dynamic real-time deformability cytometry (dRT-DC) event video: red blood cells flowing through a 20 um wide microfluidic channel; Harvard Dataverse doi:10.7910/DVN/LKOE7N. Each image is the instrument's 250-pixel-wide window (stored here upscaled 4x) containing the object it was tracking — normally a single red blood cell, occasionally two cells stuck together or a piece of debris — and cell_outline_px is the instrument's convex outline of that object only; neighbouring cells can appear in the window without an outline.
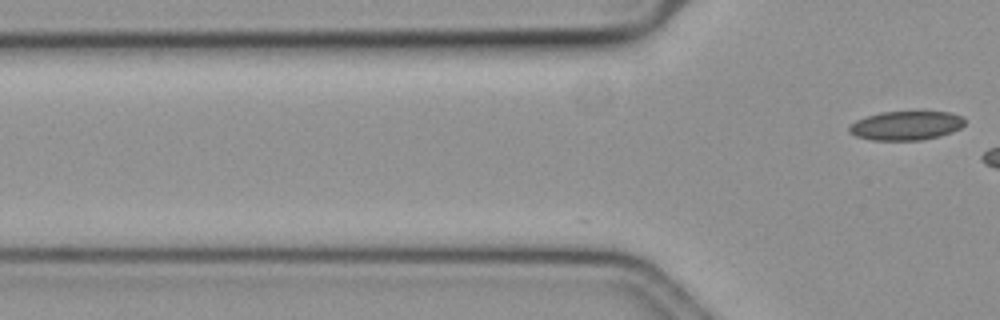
{"species": "common noctule bat (a hibernating species)", "species_latin": "Nyctalus noctula", "temperature_condition": "cold", "stored_images_in_passage": 4, "camera_frame_rate_fps": 3000, "um_per_image_px": 0.085, "animal": {"sex": "female", "body_mass_g": 19.3, "forearm_length_mm": 54.1}, "frame": {"image": 1, "passage_image": 4, "time_ms": 1.0, "image_size_px": [1000, 320], "cell_outline_px": [[964, 124], [960, 128], [952, 132], [940, 136], [920, 140], [872, 140], [856, 136], [848, 132], [848, 128], [856, 120], [880, 112], [948, 112], [960, 116], [964, 120]], "centroid_in_image_um": [77.0, 10.68], "position_along_channel_um": 48.8, "area_um2": 19.36}}